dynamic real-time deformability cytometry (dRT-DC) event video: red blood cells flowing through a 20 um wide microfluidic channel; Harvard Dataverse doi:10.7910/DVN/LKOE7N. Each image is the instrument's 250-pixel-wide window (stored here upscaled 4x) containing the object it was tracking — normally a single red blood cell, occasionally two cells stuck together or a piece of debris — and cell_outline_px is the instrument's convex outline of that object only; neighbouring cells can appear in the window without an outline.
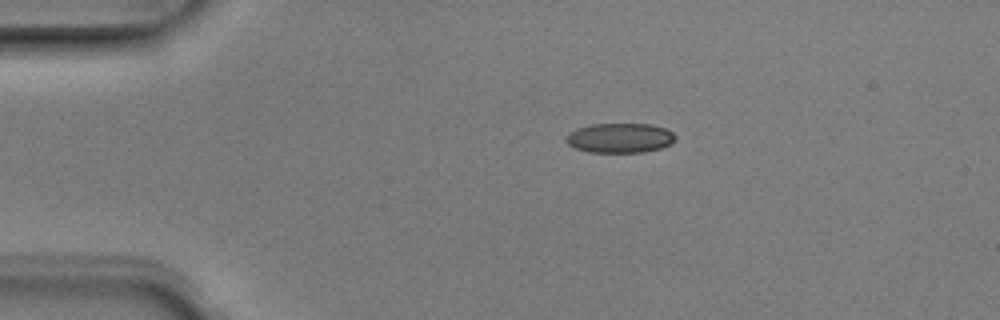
{"species": "Egyptian fruit bat (a non-hibernating species)", "species_latin": "Rousettus aegyptiacus", "temperature_condition": "room temperature", "stored_images_in_passage": 2, "camera_frame_rate_fps": 3000, "um_per_image_px": 0.085, "animal": {"sex": "male"}, "frame": {"image": 1, "passage_image": 1, "time_ms": 0.0, "image_size_px": [1000, 320], "cell_outline_px": [[676, 140], [660, 148], [644, 152], [588, 152], [576, 148], [568, 144], [564, 140], [568, 132], [576, 128], [592, 124], [648, 124], [668, 128], [676, 136]], "centroid_in_image_um": [52.67, 11.72], "position_along_channel_um": 32.3, "area_um2": 19.02}}